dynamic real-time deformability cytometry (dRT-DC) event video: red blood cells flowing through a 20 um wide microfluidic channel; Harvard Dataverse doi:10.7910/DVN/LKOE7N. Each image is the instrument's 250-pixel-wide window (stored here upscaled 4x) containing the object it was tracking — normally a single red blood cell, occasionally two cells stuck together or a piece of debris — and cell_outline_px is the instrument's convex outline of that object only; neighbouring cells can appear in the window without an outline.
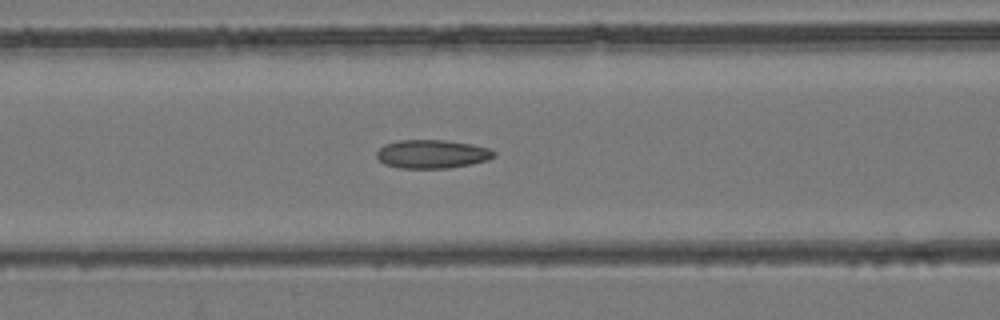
{"species": "common noctule bat (a hibernating species)", "species_latin": "Nyctalus noctula", "temperature_condition": "room temperature", "stored_images_in_passage": 46, "camera_frame_rate_fps": 3000, "um_per_image_px": 0.085, "animal": {"sex": "female", "body_mass_g": 24.6, "forearm_length_mm": 56.2}, "frame": {"image": 1, "passage_image": 18, "time_ms": 5.667, "image_size_px": [1000, 320], "cell_outline_px": [[496, 156], [488, 160], [472, 164], [448, 168], [400, 168], [384, 164], [376, 156], [376, 152], [384, 144], [400, 140], [444, 140], [472, 144], [488, 148], [496, 152]], "centroid_in_image_um": [36.74, 13.09], "position_along_channel_um": 129.9, "area_um2": 19.59}}
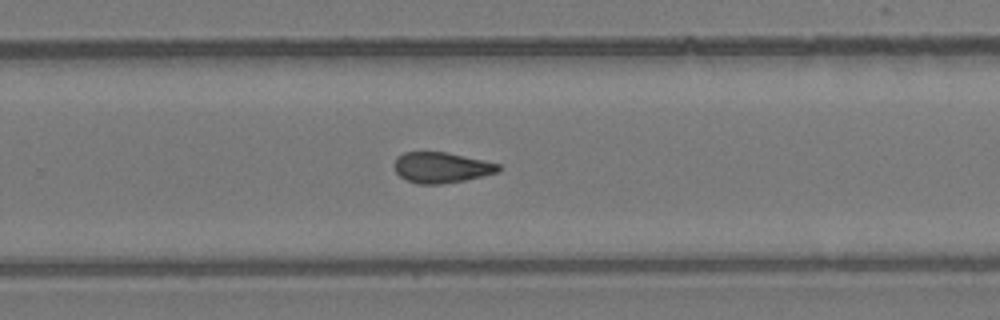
{"frame": {"image": 2, "passage_image": 29, "time_ms": 9.333, "image_size_px": [1000, 320], "cell_outline_px": [[500, 172], [464, 180], [440, 184], [416, 184], [400, 176], [396, 172], [392, 164], [396, 156], [404, 152], [448, 152], [484, 160], [500, 164]], "centroid_in_image_um": [37.5, 14.23], "position_along_channel_um": 292.3, "area_um2": 18.79}}
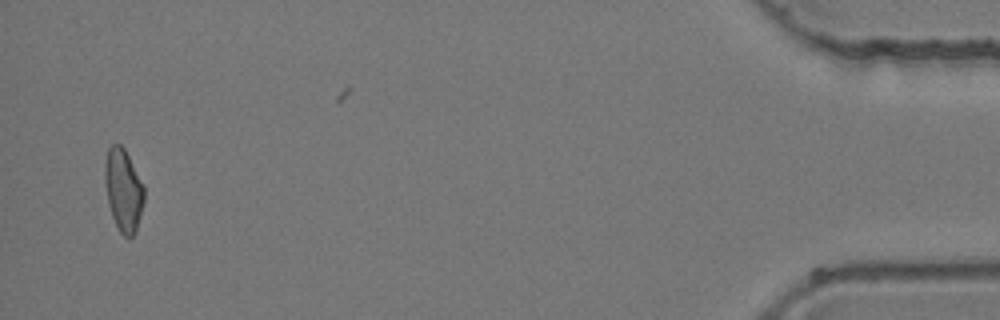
{"frame": {"image": 3, "passage_image": 44, "time_ms": 14.333, "image_size_px": [1000, 320], "cell_outline_px": [[144, 200], [136, 232], [132, 236], [124, 236], [120, 232], [112, 216], [108, 204], [104, 180], [104, 164], [108, 148], [112, 144], [120, 144], [124, 148], [144, 184]], "centroid_in_image_um": [10.48, 16.13], "position_along_channel_um": 424.7, "area_um2": 18.96}}